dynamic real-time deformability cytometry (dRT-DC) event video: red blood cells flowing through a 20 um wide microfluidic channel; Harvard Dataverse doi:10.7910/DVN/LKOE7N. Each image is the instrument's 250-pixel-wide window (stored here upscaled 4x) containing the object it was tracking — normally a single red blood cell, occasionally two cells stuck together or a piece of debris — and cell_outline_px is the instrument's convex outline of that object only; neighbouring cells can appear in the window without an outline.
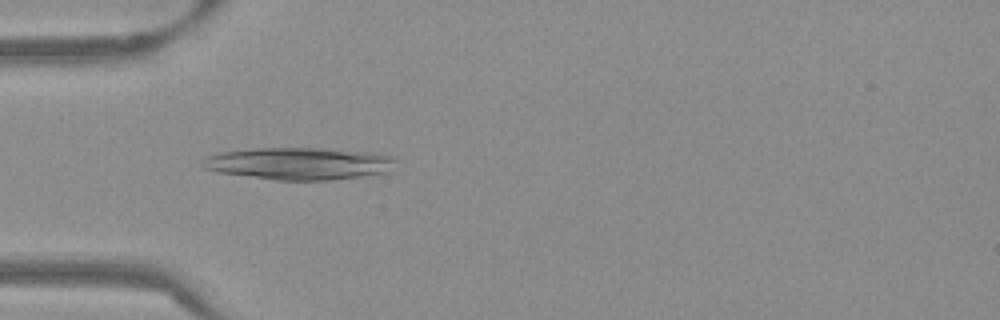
{"species": "Egyptian fruit bat (a non-hibernating species)", "species_latin": "Rousettus aegyptiacus", "temperature_condition": "warm", "stored_images_in_passage": 52, "camera_frame_rate_fps": 3000, "um_per_image_px": 0.085, "frame": {"image": 1, "passage_image": 16, "time_ms": 5.0, "image_size_px": [1000, 320], "cell_outline_px": [[396, 160], [392, 172], [328, 180], [276, 180], [216, 172], [204, 168], [200, 164], [208, 156], [220, 152], [252, 148], [324, 148], [364, 152], [388, 156]], "centroid_in_image_um": [25.38, 13.9], "position_along_channel_um": 59.6, "area_um2": 36.18}}
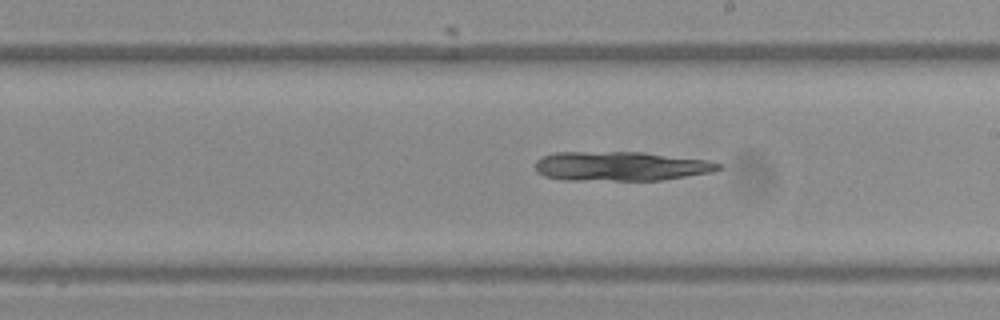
{"frame": {"image": 2, "passage_image": 30, "time_ms": 9.667, "image_size_px": [1000, 320], "cell_outline_px": [[724, 168], [712, 172], [664, 180], [564, 180], [544, 176], [536, 172], [536, 160], [540, 156], [556, 152], [644, 152], [708, 160], [724, 164]], "centroid_in_image_um": [52.79, 14.12], "position_along_channel_um": 236.2, "area_um2": 31.73}}
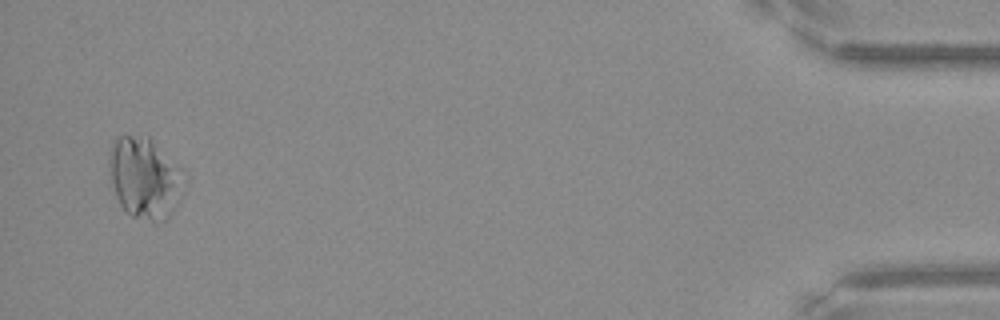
{"frame": {"image": 3, "passage_image": 51, "time_ms": 16.667, "image_size_px": [1000, 320], "cell_outline_px": [[188, 176], [176, 204], [168, 220], [152, 220], [132, 216], [120, 204], [116, 196], [108, 176], [108, 152], [116, 136], [148, 136], [184, 168], [188, 172]], "centroid_in_image_um": [12.32, 15.08], "position_along_channel_um": 422.9, "area_um2": 36.18}}